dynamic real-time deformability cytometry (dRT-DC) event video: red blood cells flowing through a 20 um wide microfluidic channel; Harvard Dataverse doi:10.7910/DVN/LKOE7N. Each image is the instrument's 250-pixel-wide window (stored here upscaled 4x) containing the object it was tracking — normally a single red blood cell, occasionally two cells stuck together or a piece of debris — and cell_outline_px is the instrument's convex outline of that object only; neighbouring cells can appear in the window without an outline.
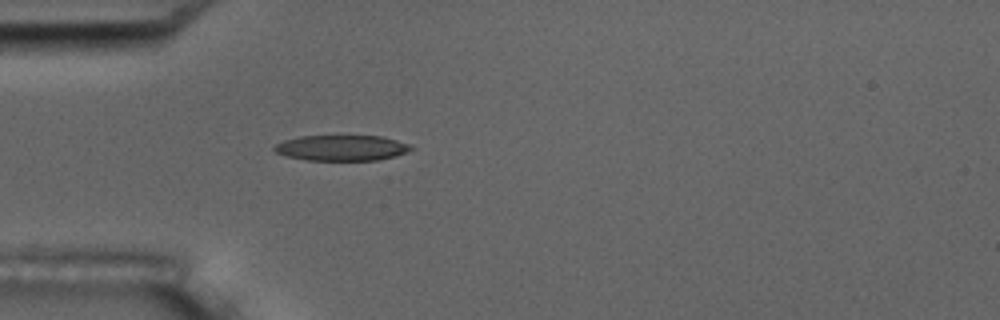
{"species": "common noctule bat (a hibernating species)", "species_latin": "Nyctalus noctula", "temperature_condition": "room temperature", "stored_images_in_passage": 1, "camera_frame_rate_fps": 3000, "um_per_image_px": 0.085, "animal": {"sex": "male", "body_mass_g": 17.5, "forearm_length_mm": 52.3}, "frame": {"image": 1, "passage_image": 1, "time_ms": 0.0, "image_size_px": [1000, 320], "cell_outline_px": [[416, 148], [396, 156], [380, 160], [308, 160], [288, 156], [276, 152], [272, 148], [276, 144], [284, 140], [300, 136], [380, 136], [396, 140], [408, 144]], "centroid_in_image_um": [29.06, 12.57], "position_along_channel_um": 55.9, "area_um2": 20.29}}